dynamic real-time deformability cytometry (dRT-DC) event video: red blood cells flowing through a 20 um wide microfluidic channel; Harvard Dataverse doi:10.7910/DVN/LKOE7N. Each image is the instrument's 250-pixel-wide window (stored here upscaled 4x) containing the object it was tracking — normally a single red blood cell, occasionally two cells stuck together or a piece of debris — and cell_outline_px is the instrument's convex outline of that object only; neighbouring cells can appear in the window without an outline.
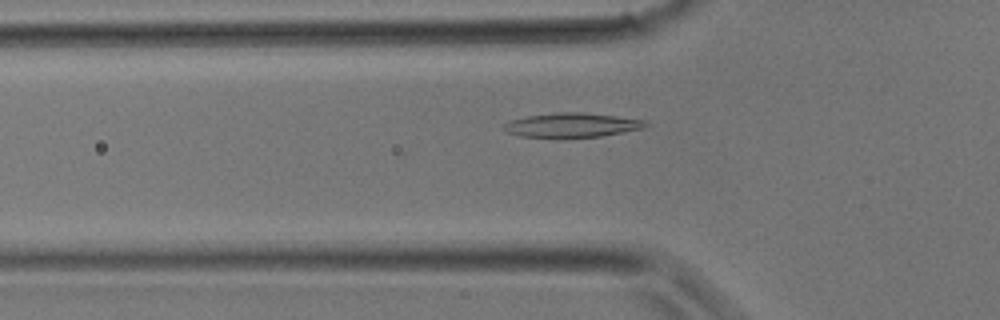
{"species": "common noctule bat (a hibernating species)", "species_latin": "Nyctalus noctula", "temperature_condition": "room temperature", "stored_images_in_passage": 27, "camera_frame_rate_fps": 3000, "um_per_image_px": 0.085, "animal": {"sex": "male", "body_mass_g": 17.9}, "frame": {"image": 1, "passage_image": 5, "time_ms": 1.333, "image_size_px": [1000, 320], "cell_outline_px": [[648, 124], [644, 128], [600, 136], [564, 140], [520, 136], [508, 132], [504, 128], [504, 124], [512, 120], [528, 116], [560, 112], [580, 112], [648, 120]], "centroid_in_image_um": [48.62, 10.67], "position_along_channel_um": 77.2, "area_um2": 20.52}}
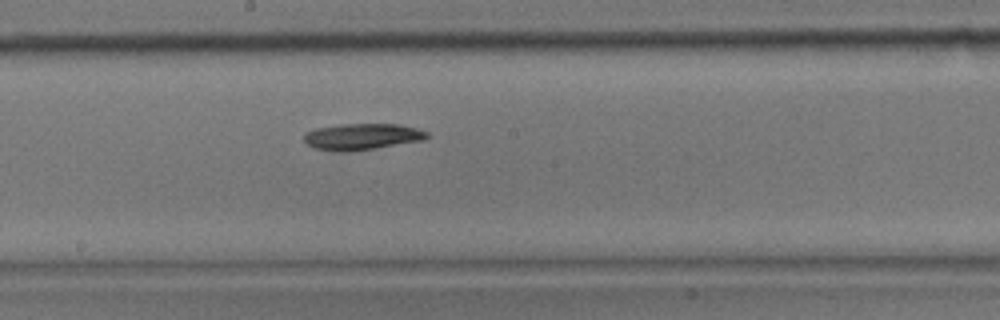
{"frame": {"image": 2, "passage_image": 12, "time_ms": 3.667, "image_size_px": [1000, 320], "cell_outline_px": [[428, 136], [420, 140], [348, 152], [336, 152], [316, 148], [308, 144], [304, 140], [304, 136], [308, 132], [316, 128], [340, 124], [400, 124], [416, 128], [428, 132]], "centroid_in_image_um": [30.74, 11.6], "position_along_channel_um": 217.5, "area_um2": 18.5}}
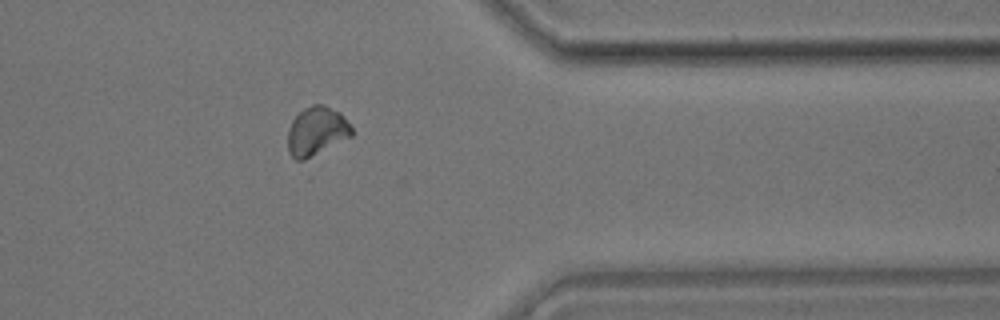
{"frame": {"image": 3, "passage_image": 21, "time_ms": 6.667, "image_size_px": [1000, 320], "cell_outline_px": [[352, 136], [304, 160], [296, 160], [288, 152], [288, 128], [292, 120], [304, 108], [312, 104], [324, 104], [340, 112], [352, 128]], "centroid_in_image_um": [26.89, 11.14], "position_along_channel_um": 384.5, "area_um2": 18.09}}